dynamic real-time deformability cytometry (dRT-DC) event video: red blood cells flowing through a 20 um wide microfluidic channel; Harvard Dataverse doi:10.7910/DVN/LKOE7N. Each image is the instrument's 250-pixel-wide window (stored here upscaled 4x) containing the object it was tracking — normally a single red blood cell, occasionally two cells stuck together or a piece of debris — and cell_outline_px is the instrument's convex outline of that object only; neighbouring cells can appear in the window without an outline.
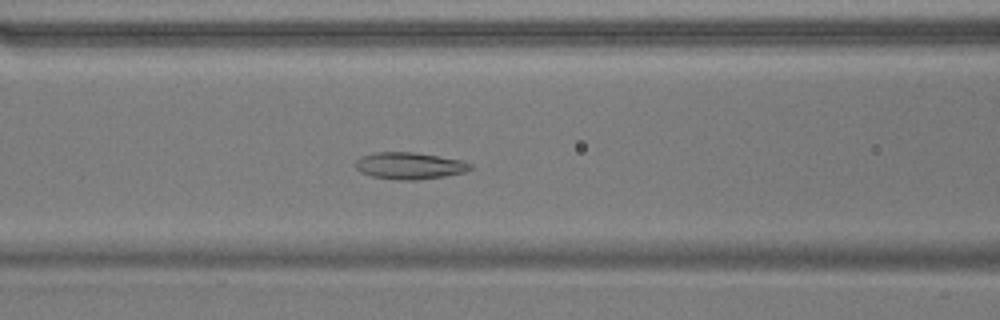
{"species": "common noctule bat (a hibernating species)", "species_latin": "Nyctalus noctula", "temperature_condition": "warm", "stored_images_in_passage": 56, "camera_frame_rate_fps": 3000, "um_per_image_px": 0.085, "animal": {"sex": "male", "body_mass_g": 17.9}, "frame": {"image": 1, "passage_image": 23, "time_ms": 7.333, "image_size_px": [1000, 320], "cell_outline_px": [[472, 168], [464, 172], [444, 176], [416, 180], [396, 180], [372, 176], [360, 172], [352, 164], [360, 156], [376, 152], [416, 152], [464, 160], [472, 164]], "centroid_in_image_um": [34.79, 14.08], "position_along_channel_um": 131.8, "area_um2": 18.21}}
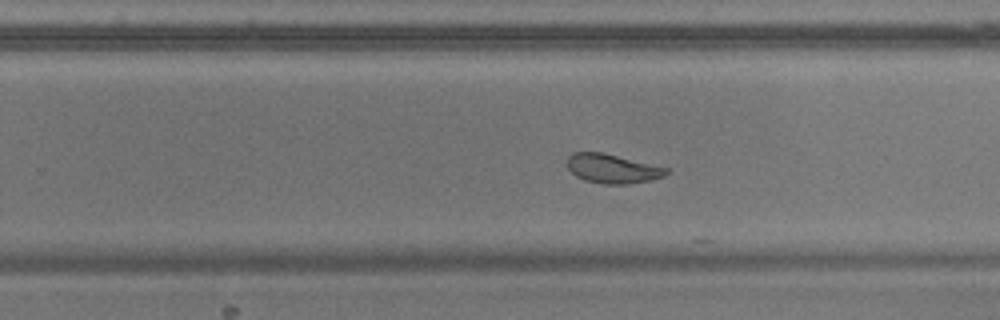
{"frame": {"image": 2, "passage_image": 35, "time_ms": 11.333, "image_size_px": [1000, 320], "cell_outline_px": [[668, 172], [664, 176], [648, 180], [628, 184], [604, 184], [584, 180], [576, 176], [568, 168], [568, 156], [572, 152], [600, 152], [668, 168]], "centroid_in_image_um": [52.02, 14.34], "position_along_channel_um": 277.8, "area_um2": 16.53}}
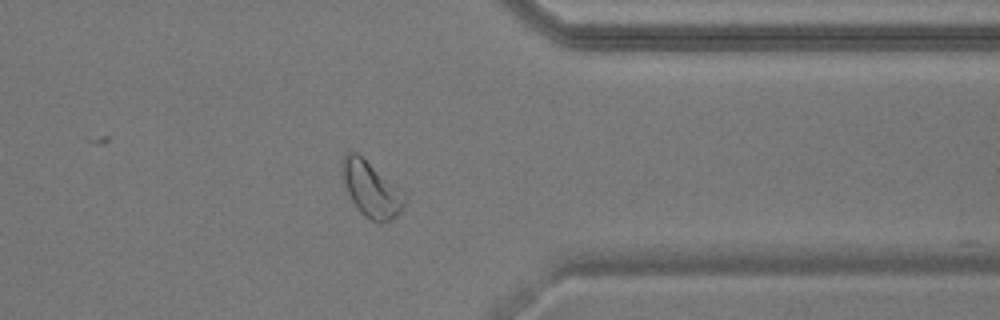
{"frame": {"image": 3, "passage_image": 44, "time_ms": 14.333, "image_size_px": [1000, 320], "cell_outline_px": [[408, 200], [400, 212], [392, 220], [380, 224], [372, 220], [360, 212], [352, 200], [344, 184], [344, 152], [356, 152], [408, 192]], "centroid_in_image_um": [31.67, 16.11], "position_along_channel_um": 379.7, "area_um2": 20.4}, "authors_computed_cell_mechanics": {"area_um2": 21.0681, "velocity_mm_per_s": 3.6559, "shape_relaxation_time_tau1_ms": 3.2192, "shape_relaxation_time_tau2_ms": 1.8026, "deformation_change_tau1": 0.1093, "deformation_change_tau2": 0.0767}}